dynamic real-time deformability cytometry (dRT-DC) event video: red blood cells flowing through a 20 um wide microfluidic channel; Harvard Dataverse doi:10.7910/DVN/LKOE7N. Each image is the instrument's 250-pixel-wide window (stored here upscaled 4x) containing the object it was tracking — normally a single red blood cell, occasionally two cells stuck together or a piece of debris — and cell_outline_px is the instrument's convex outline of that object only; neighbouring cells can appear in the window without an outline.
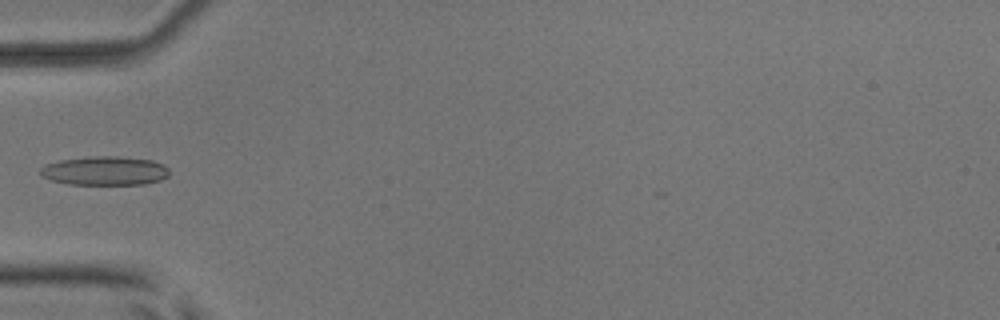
{"species": "common noctule bat (a hibernating species)", "species_latin": "Nyctalus noctula", "temperature_condition": "room temperature", "stored_images_in_passage": 6, "camera_frame_rate_fps": 3000, "um_per_image_px": 0.085, "animal": {"sex": "male", "body_mass_g": 17.9, "forearm_length_mm": 54.2}, "frame": {"image": 1, "passage_image": 5, "time_ms": 1.333, "image_size_px": [1000, 320], "cell_outline_px": [[168, 176], [160, 180], [144, 184], [68, 184], [52, 180], [40, 176], [40, 168], [44, 164], [60, 160], [92, 156], [120, 156], [152, 160], [164, 164], [168, 168]], "centroid_in_image_um": [8.9, 14.51], "position_along_channel_um": 76.1, "area_um2": 21.85}}
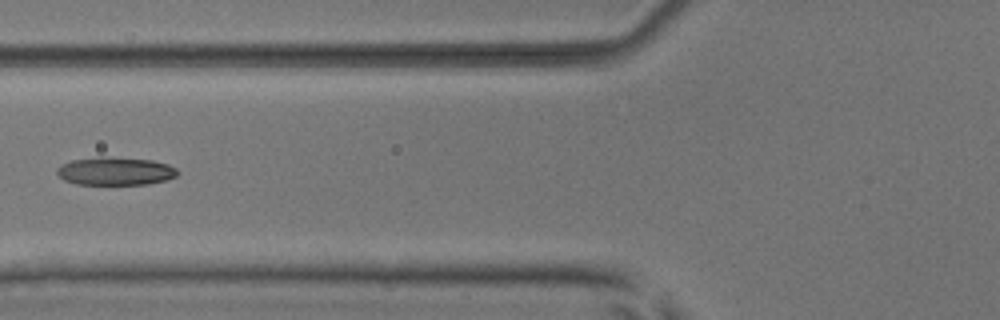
{"frame": {"image": 2, "passage_image": 6, "time_ms": 1.667, "image_size_px": [1000, 320], "cell_outline_px": [[180, 172], [176, 176], [164, 180], [148, 184], [76, 184], [64, 180], [56, 172], [56, 168], [60, 164], [72, 160], [100, 156], [104, 156], [152, 160], [168, 164], [176, 168]], "centroid_in_image_um": [9.79, 14.54], "position_along_channel_um": 116.0, "area_um2": 19.83}}